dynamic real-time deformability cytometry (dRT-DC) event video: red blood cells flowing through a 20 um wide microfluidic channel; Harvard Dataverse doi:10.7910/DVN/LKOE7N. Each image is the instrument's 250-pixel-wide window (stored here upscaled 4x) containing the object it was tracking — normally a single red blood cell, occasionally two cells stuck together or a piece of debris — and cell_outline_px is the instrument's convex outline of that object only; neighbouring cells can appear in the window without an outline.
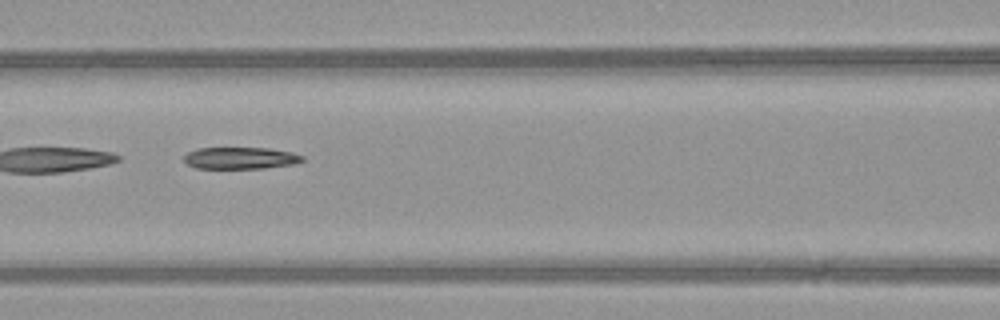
{"species": "common noctule bat (a hibernating species)", "species_latin": "Nyctalus noctula", "temperature_condition": "warm", "stored_images_in_passage": 50, "segment_of_instrument_passage": [2, 2], "camera_frame_rate_fps": 3000, "um_per_image_px": 0.085, "animal": {"sex": "female", "body_mass_g": 21.9}, "frame": {"image": 1, "passage_image": 24, "time_ms": 7.667, "image_size_px": [1000, 320], "cell_outline_px": [[304, 160], [296, 164], [264, 168], [196, 168], [188, 164], [184, 160], [184, 156], [188, 152], [196, 148], [268, 148], [292, 152], [304, 156]], "centroid_in_image_um": [20.47, 13.43], "position_along_channel_um": 146.1, "area_um2": 15.09}}
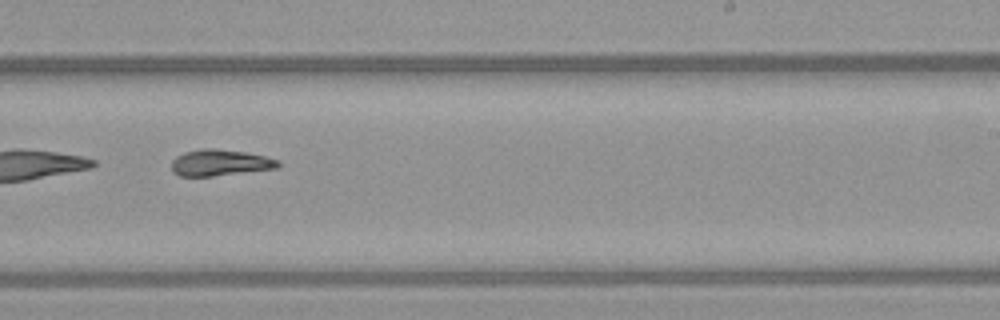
{"frame": {"image": 2, "passage_image": 33, "time_ms": 10.667, "image_size_px": [1000, 320], "cell_outline_px": [[280, 164], [276, 168], [212, 176], [180, 176], [172, 172], [172, 160], [176, 156], [184, 152], [200, 148], [212, 148], [244, 152], [264, 156], [280, 160]], "centroid_in_image_um": [18.66, 13.82], "position_along_channel_um": 270.3, "area_um2": 16.24}}
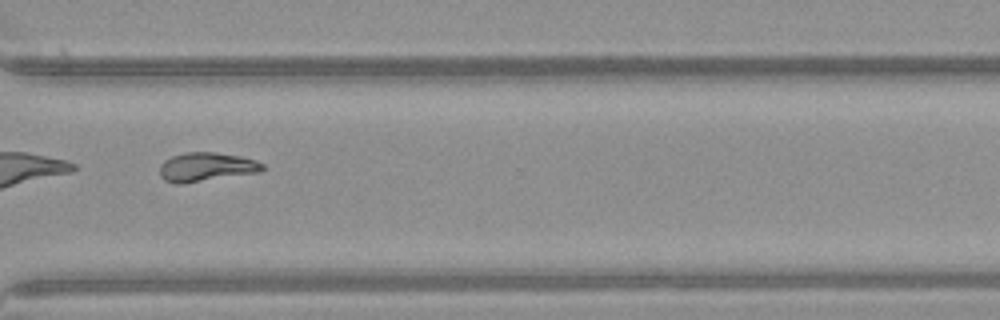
{"frame": {"image": 3, "passage_image": 39, "time_ms": 12.667, "image_size_px": [1000, 320], "cell_outline_px": [[264, 168], [260, 172], [184, 184], [176, 184], [164, 180], [160, 176], [160, 164], [164, 160], [172, 156], [184, 152], [216, 152], [240, 156], [256, 160], [264, 164]], "centroid_in_image_um": [17.52, 14.2], "position_along_channel_um": 353.1, "area_um2": 17.57}}